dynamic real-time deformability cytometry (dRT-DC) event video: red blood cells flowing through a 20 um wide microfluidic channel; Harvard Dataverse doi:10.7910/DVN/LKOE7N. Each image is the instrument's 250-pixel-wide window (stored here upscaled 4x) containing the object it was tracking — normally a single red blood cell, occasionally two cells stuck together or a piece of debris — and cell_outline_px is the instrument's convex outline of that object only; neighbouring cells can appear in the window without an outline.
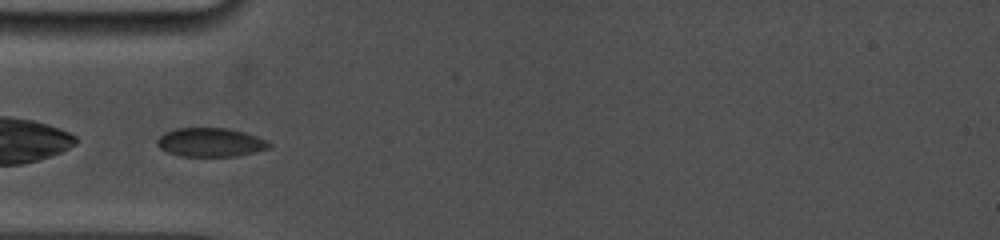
{"species": "common noctule bat (a hibernating species)", "species_latin": "Nyctalus noctula", "temperature_condition": "cold", "stored_images_in_passage": 46, "camera_frame_rate_fps": 5000, "um_per_image_px": 0.085, "animal": {"sex": "female", "body_mass_g": 19.0, "forearm_length_mm": 53.3}, "frame": {"image": 1, "passage_image": 1, "time_ms": 0.0, "image_size_px": [1000, 240], "cell_outline_px": [[272, 144], [268, 148], [236, 156], [180, 156], [168, 152], [160, 148], [156, 144], [156, 140], [164, 132], [176, 128], [228, 128], [244, 132], [268, 140]], "centroid_in_image_um": [17.87, 12.09], "position_along_channel_um": 67.1, "area_um2": 18.79}}
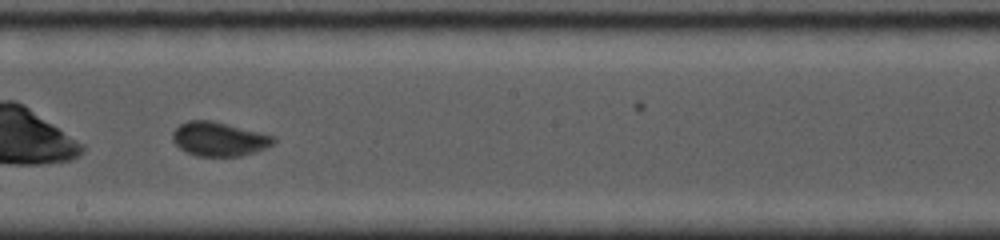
{"frame": {"image": 2, "passage_image": 16, "time_ms": 4.2, "image_size_px": [1000, 240], "cell_outline_px": [[276, 140], [272, 144], [256, 152], [240, 156], [196, 156], [180, 148], [172, 140], [172, 132], [180, 124], [188, 120], [212, 120], [276, 136]], "centroid_in_image_um": [18.62, 11.81], "position_along_channel_um": 229.6, "area_um2": 20.06}}
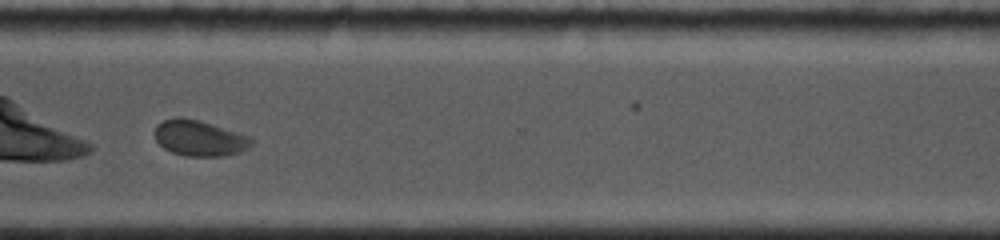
{"frame": {"image": 3, "passage_image": 31, "time_ms": 7.4, "image_size_px": [1000, 240], "cell_outline_px": [[252, 144], [248, 148], [240, 152], [224, 156], [184, 156], [172, 152], [164, 148], [156, 140], [152, 132], [156, 124], [164, 120], [176, 116], [180, 116], [200, 120], [252, 136]], "centroid_in_image_um": [16.94, 11.72], "position_along_channel_um": 353.7, "area_um2": 20.58}, "authors_computed_cell_mechanics": {"area_um2": 20.0855, "velocity_mm_per_s": 3.8687, "shape_relaxation_time_tau1_ms": 4.0643, "shape_relaxation_time_tau2_ms": null, "deformation_change_tau1": 0.0821, "deformation_change_tau2": null}}